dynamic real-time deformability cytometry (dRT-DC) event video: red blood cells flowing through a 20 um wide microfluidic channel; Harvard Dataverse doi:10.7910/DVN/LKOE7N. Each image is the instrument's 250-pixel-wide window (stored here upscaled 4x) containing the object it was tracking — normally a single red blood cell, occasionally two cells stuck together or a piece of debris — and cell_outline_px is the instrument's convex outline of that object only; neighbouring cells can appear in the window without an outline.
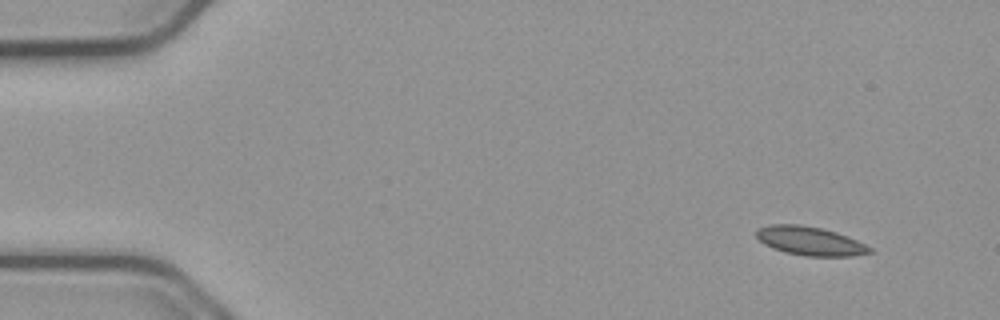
{"species": "common noctule bat (a hibernating species)", "species_latin": "Nyctalus noctula", "temperature_condition": "cold", "stored_images_in_passage": 14, "camera_frame_rate_fps": 3000, "um_per_image_px": 0.085, "animal": {"sex": "male", "body_mass_g": 23.1, "forearm_length_mm": 52.7}, "frame": {"image": 1, "passage_image": 1, "time_ms": 0.0, "image_size_px": [1000, 320], "cell_outline_px": [[876, 252], [852, 256], [804, 256], [784, 252], [772, 248], [764, 244], [756, 236], [756, 228], [772, 224], [800, 224], [820, 228], [836, 232], [856, 240], [872, 248]], "centroid_in_image_um": [68.84, 20.49], "position_along_channel_um": 16.2, "area_um2": 19.07}}
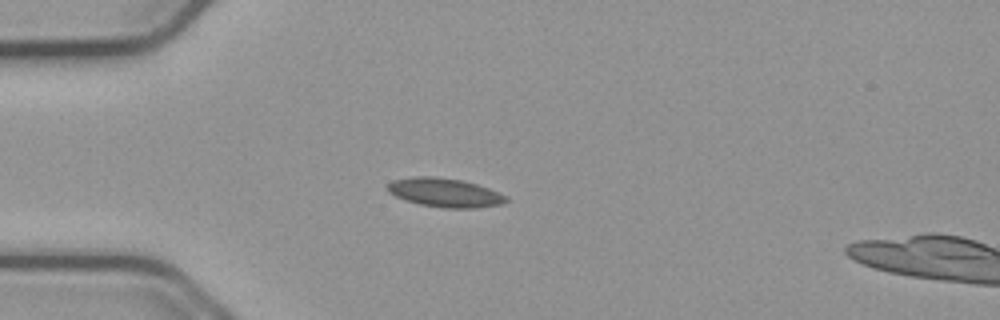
{"frame": {"image": 2, "passage_image": 11, "time_ms": 3.333, "image_size_px": [1000, 320], "cell_outline_px": [[508, 200], [500, 204], [476, 208], [444, 208], [420, 204], [404, 200], [388, 192], [388, 184], [392, 180], [412, 176], [432, 176], [460, 180], [476, 184], [488, 188], [508, 196]], "centroid_in_image_um": [37.79, 16.37], "position_along_channel_um": 47.2, "area_um2": 19.88}}